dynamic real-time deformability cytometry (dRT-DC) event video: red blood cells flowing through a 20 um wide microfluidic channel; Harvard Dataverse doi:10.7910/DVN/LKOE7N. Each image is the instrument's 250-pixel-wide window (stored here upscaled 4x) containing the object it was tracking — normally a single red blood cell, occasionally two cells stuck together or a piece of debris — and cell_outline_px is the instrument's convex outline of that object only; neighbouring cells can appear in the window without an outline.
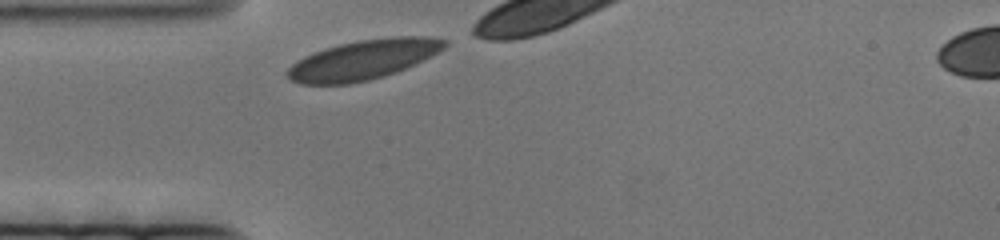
{"species": "human", "species_latin": "Homo sapiens", "temperature_condition": "cold", "stored_images_in_passage": 8, "camera_frame_rate_fps": 3000, "um_per_image_px": 0.085, "donor": {"sex": "female"}, "frame": {"image": 1, "passage_image": 1, "time_ms": 0.0, "image_size_px": [1000, 240], "cell_outline_px": [[448, 44], [444, 48], [416, 64], [396, 72], [384, 76], [368, 80], [348, 84], [300, 84], [292, 80], [284, 72], [292, 64], [304, 56], [324, 48], [340, 44], [360, 40], [392, 36], [432, 36], [448, 40]], "centroid_in_image_um": [30.9, 5.07], "position_along_channel_um": 54.1, "area_um2": 36.41}}